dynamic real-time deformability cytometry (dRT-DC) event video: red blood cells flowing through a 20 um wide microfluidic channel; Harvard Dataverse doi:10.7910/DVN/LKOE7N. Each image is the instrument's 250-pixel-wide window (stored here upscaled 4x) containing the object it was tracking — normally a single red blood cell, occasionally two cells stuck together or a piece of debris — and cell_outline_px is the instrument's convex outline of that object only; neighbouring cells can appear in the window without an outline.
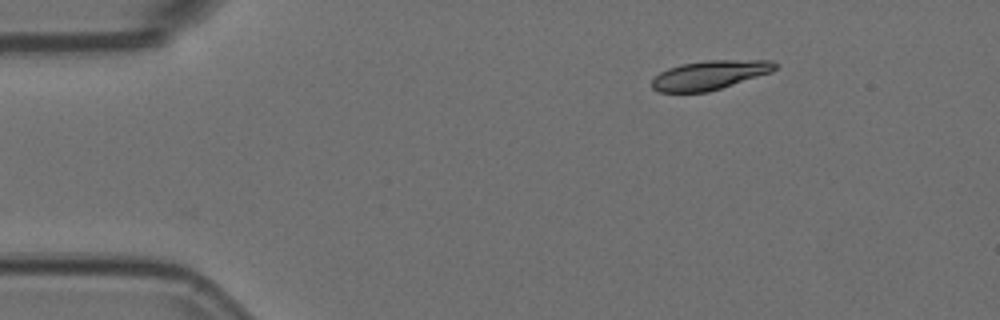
{"species": "Egyptian fruit bat (a non-hibernating species)", "species_latin": "Rousettus aegyptiacus", "temperature_condition": "room temperature", "stored_images_in_passage": 2, "camera_frame_rate_fps": 3000, "um_per_image_px": 0.085, "animal": {"sex": "female"}, "frame": {"image": 1, "passage_image": 1, "time_ms": 0.0, "image_size_px": [1000, 320], "cell_outline_px": [[776, 68], [772, 72], [708, 92], [656, 92], [652, 88], [652, 80], [660, 72], [668, 68], [680, 64], [704, 60], [772, 60], [776, 64]], "centroid_in_image_um": [60.31, 6.37], "position_along_channel_um": 24.7, "area_um2": 20.92}}